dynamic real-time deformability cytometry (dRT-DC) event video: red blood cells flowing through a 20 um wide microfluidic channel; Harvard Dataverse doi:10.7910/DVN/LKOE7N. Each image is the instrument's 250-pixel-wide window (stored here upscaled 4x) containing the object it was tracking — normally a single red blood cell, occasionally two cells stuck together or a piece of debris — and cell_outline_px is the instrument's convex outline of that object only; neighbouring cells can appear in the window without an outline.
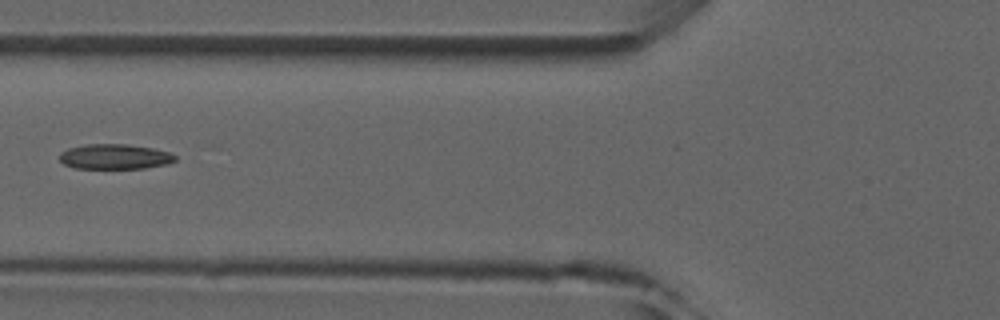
{"species": "common noctule bat (a hibernating species)", "species_latin": "Nyctalus noctula", "temperature_condition": "room temperature", "stored_images_in_passage": 6, "camera_frame_rate_fps": 3000, "um_per_image_px": 0.085, "animal": {"sex": "male", "forearm_length_mm": 52.5}, "frame": {"image": 1, "passage_image": 6, "time_ms": 5.667, "image_size_px": [1000, 320], "cell_outline_px": [[176, 160], [168, 164], [144, 168], [76, 168], [64, 164], [60, 160], [60, 152], [68, 148], [88, 144], [124, 144], [152, 148], [168, 152], [176, 156]], "centroid_in_image_um": [9.75, 13.31], "position_along_channel_um": 116.0, "area_um2": 16.76}}